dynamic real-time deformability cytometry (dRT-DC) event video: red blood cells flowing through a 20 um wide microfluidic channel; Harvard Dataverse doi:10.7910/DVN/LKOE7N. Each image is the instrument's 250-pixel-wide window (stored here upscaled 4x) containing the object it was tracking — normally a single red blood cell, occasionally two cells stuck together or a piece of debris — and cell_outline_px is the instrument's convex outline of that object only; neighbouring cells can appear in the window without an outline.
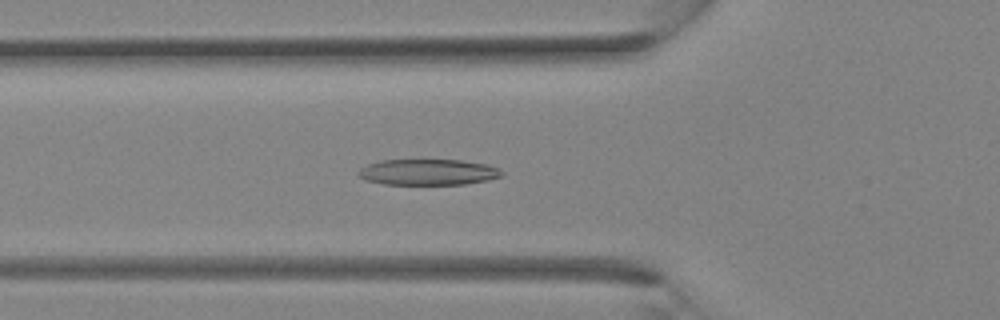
{"species": "Egyptian fruit bat (a non-hibernating species)", "species_latin": "Rousettus aegyptiacus", "temperature_condition": "room temperature", "stored_images_in_passage": 28, "camera_frame_rate_fps": 3000, "um_per_image_px": 0.085, "animal": {"sex": "female"}, "frame": {"image": 1, "passage_image": 6, "time_ms": 1.667, "image_size_px": [1000, 320], "cell_outline_px": [[504, 172], [500, 176], [488, 180], [464, 184], [384, 184], [364, 180], [356, 172], [360, 168], [368, 164], [380, 160], [460, 160], [484, 164], [496, 168]], "centroid_in_image_um": [36.33, 14.63], "position_along_channel_um": 89.5, "area_um2": 21.5}}
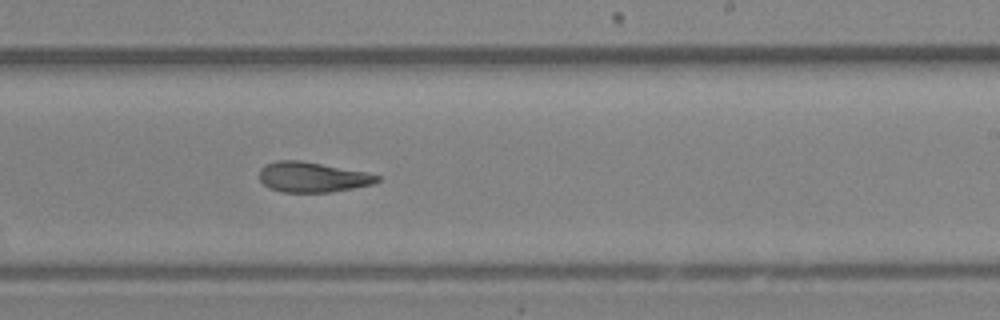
{"frame": {"image": 2, "passage_image": 15, "time_ms": 4.667, "image_size_px": [1000, 320], "cell_outline_px": [[380, 180], [372, 184], [332, 192], [284, 192], [272, 188], [264, 184], [260, 180], [260, 168], [264, 164], [276, 160], [300, 160], [364, 172], [380, 176]], "centroid_in_image_um": [26.52, 15.05], "position_along_channel_um": 262.5, "area_um2": 20.46}}
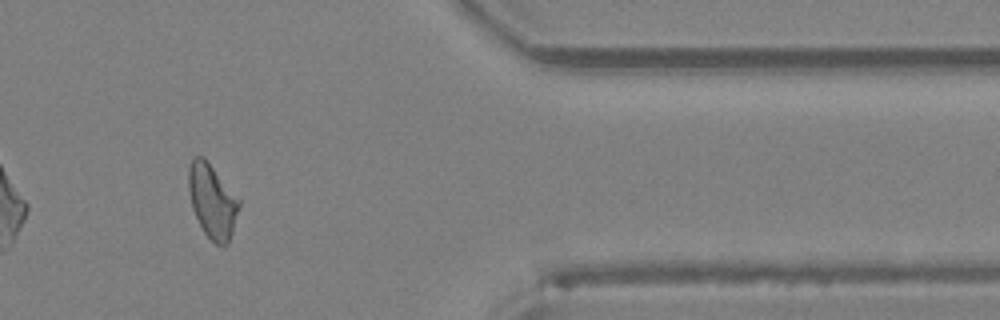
{"frame": {"image": 3, "passage_image": 23, "time_ms": 7.333, "image_size_px": [1000, 320], "cell_outline_px": [[240, 204], [232, 232], [228, 244], [224, 248], [216, 244], [204, 232], [192, 208], [188, 188], [188, 168], [192, 160], [196, 156], [204, 156], [240, 200]], "centroid_in_image_um": [18.04, 17.09], "position_along_channel_um": 393.4, "area_um2": 21.62}}